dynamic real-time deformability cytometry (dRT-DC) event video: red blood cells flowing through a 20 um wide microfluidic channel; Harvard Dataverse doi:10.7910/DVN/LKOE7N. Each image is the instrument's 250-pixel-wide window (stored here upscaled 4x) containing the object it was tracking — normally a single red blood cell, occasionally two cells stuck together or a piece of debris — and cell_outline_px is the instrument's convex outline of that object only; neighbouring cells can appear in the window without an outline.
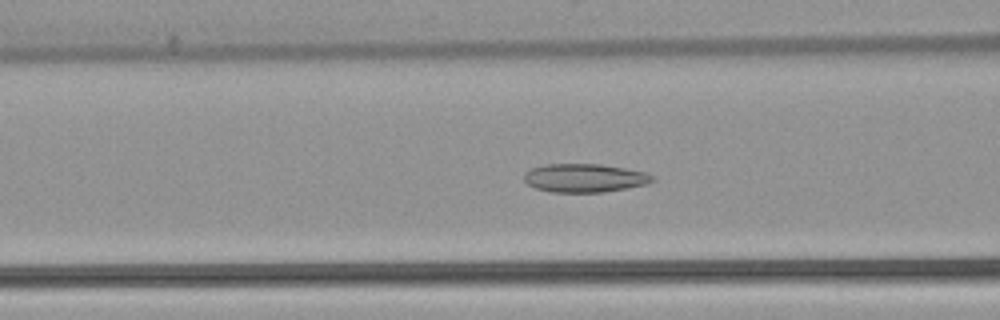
{"species": "common noctule bat (a hibernating species)", "species_latin": "Nyctalus noctula", "temperature_condition": "warm", "stored_images_in_passage": 36, "camera_frame_rate_fps": 3000, "um_per_image_px": 0.085, "animal": {"sex": "female", "body_mass_g": 22.7, "forearm_length_mm": 54.2}, "frame": {"image": 1, "passage_image": 4, "time_ms": 1.0, "image_size_px": [1000, 320], "cell_outline_px": [[656, 180], [648, 184], [604, 192], [552, 192], [536, 188], [528, 184], [524, 180], [524, 172], [532, 168], [544, 164], [600, 164], [624, 168], [644, 172], [656, 176]], "centroid_in_image_um": [49.71, 15.12], "position_along_channel_um": 116.9, "area_um2": 21.39}}
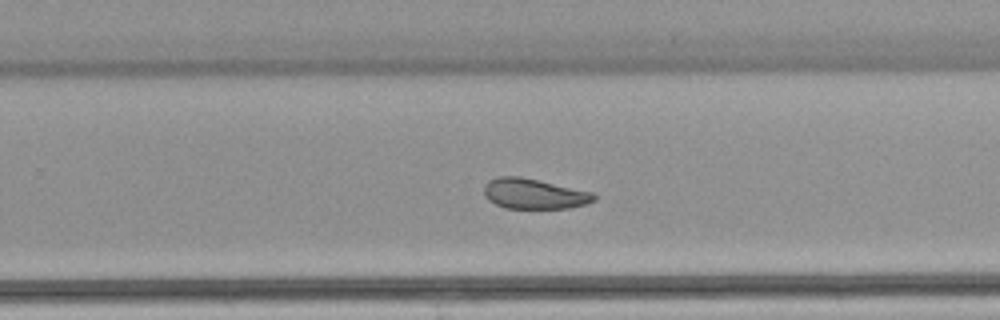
{"frame": {"image": 2, "passage_image": 17, "time_ms": 5.333, "image_size_px": [1000, 320], "cell_outline_px": [[596, 200], [588, 204], [568, 208], [504, 208], [488, 200], [484, 196], [484, 184], [488, 180], [496, 176], [520, 176], [592, 192], [596, 196]], "centroid_in_image_um": [45.37, 16.47], "position_along_channel_um": 284.4, "area_um2": 19.54}}
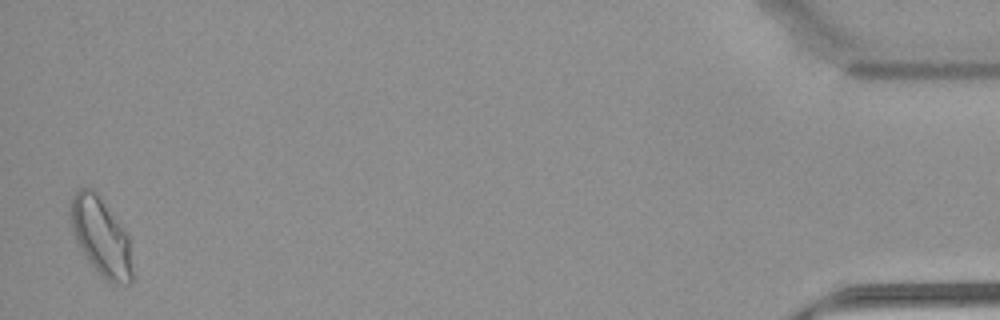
{"frame": {"image": 3, "passage_image": 35, "time_ms": 11.333, "image_size_px": [1000, 320], "cell_outline_px": [[132, 284], [112, 284], [100, 276], [88, 260], [80, 248], [72, 232], [68, 212], [68, 204], [72, 196], [80, 188], [92, 188], [96, 192], [128, 236], [132, 268]], "centroid_in_image_um": [8.54, 20.14], "position_along_channel_um": 426.7, "area_um2": 28.09}}